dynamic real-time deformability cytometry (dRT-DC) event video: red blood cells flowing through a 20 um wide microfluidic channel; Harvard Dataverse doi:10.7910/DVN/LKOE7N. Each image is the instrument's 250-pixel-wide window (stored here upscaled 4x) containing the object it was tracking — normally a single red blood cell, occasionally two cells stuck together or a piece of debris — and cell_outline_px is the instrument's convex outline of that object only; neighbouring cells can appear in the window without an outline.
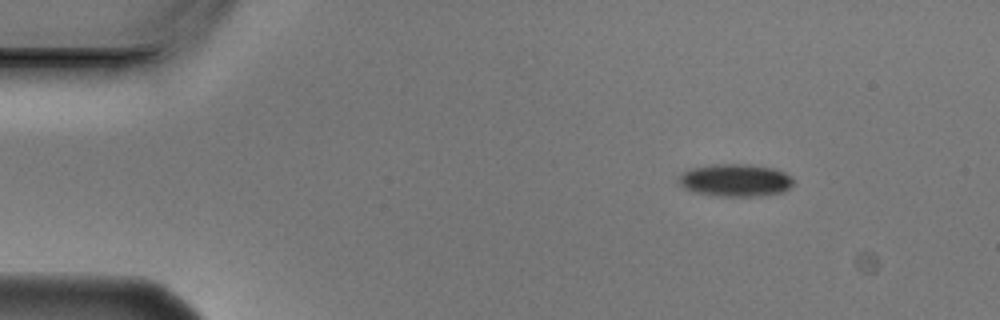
{"species": "Egyptian fruit bat (a non-hibernating species)", "species_latin": "Rousettus aegyptiacus", "temperature_condition": "cold", "stored_images_in_passage": 6, "camera_frame_rate_fps": 3000, "um_per_image_px": 0.085, "animal": {"sex": "male"}, "frame": {"image": 1, "passage_image": 1, "time_ms": 0.0, "image_size_px": [1000, 320], "cell_outline_px": [[792, 184], [784, 192], [760, 196], [716, 196], [692, 192], [684, 188], [676, 180], [680, 172], [688, 168], [712, 164], [752, 164], [772, 168], [784, 172], [792, 176]], "centroid_in_image_um": [62.44, 15.31], "position_along_channel_um": 22.6, "area_um2": 22.2}}
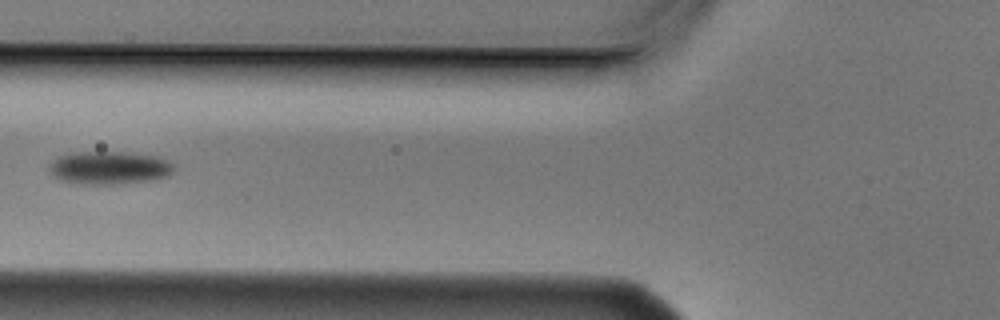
{"frame": {"image": 2, "passage_image": 5, "time_ms": 1.333, "image_size_px": [1000, 320], "cell_outline_px": [[172, 172], [168, 176], [148, 180], [116, 184], [84, 184], [60, 180], [52, 176], [48, 168], [60, 156], [68, 152], [124, 152], [156, 156], [168, 160], [172, 164]], "centroid_in_image_um": [9.26, 14.26], "position_along_channel_um": 116.5, "area_um2": 23.76}}
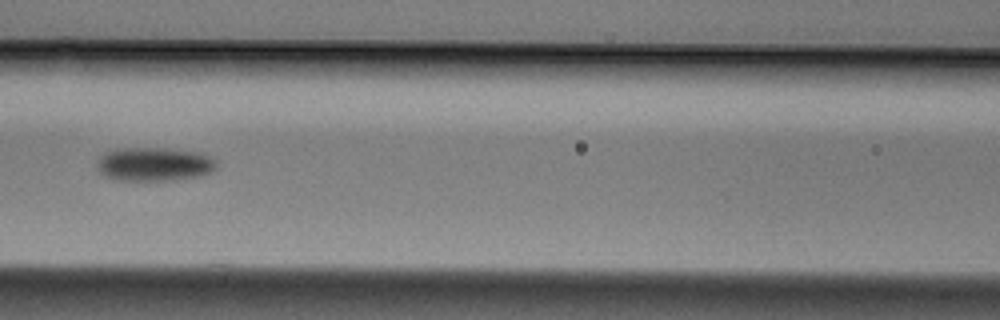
{"frame": {"image": 3, "passage_image": 6, "time_ms": 1.667, "image_size_px": [1000, 320], "cell_outline_px": [[216, 168], [212, 172], [204, 176], [176, 180], [116, 180], [100, 172], [96, 164], [100, 156], [104, 152], [116, 148], [164, 148], [204, 152], [216, 160]], "centroid_in_image_um": [13.16, 13.95], "position_along_channel_um": 153.4, "area_um2": 23.93}}